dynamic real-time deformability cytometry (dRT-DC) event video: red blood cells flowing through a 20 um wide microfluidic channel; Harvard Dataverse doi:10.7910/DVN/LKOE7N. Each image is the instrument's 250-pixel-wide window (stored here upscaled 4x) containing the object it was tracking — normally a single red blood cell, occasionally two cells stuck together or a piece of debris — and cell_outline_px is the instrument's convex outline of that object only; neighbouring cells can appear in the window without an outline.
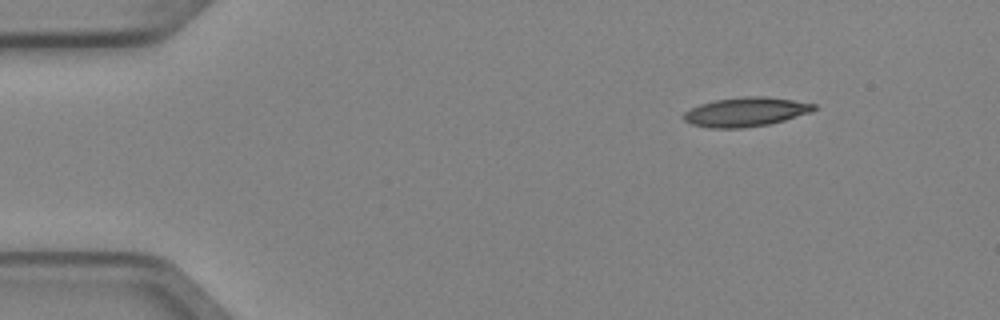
{"species": "Egyptian fruit bat (a non-hibernating species)", "species_latin": "Rousettus aegyptiacus", "temperature_condition": "cold", "stored_images_in_passage": 4, "camera_frame_rate_fps": 3000, "um_per_image_px": 0.085, "animal": {"sex": "female"}, "frame": {"image": 1, "passage_image": 1, "time_ms": 0.0, "image_size_px": [1000, 320], "cell_outline_px": [[816, 108], [812, 112], [784, 120], [768, 124], [744, 128], [712, 128], [692, 124], [684, 120], [684, 112], [700, 104], [716, 100], [744, 96], [768, 96], [816, 104]], "centroid_in_image_um": [63.41, 9.51], "position_along_channel_um": 21.6, "area_um2": 22.02}}
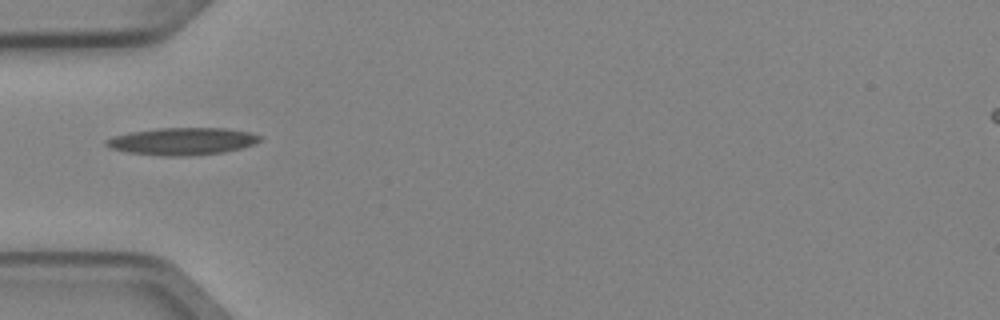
{"frame": {"image": 2, "passage_image": 3, "time_ms": 0.667, "image_size_px": [1000, 320], "cell_outline_px": [[260, 140], [256, 144], [244, 148], [224, 152], [188, 156], [164, 156], [128, 152], [112, 148], [104, 144], [104, 140], [112, 136], [132, 132], [160, 128], [228, 128], [248, 132], [260, 136]], "centroid_in_image_um": [15.52, 12.01], "position_along_channel_um": 69.5, "area_um2": 24.45}}
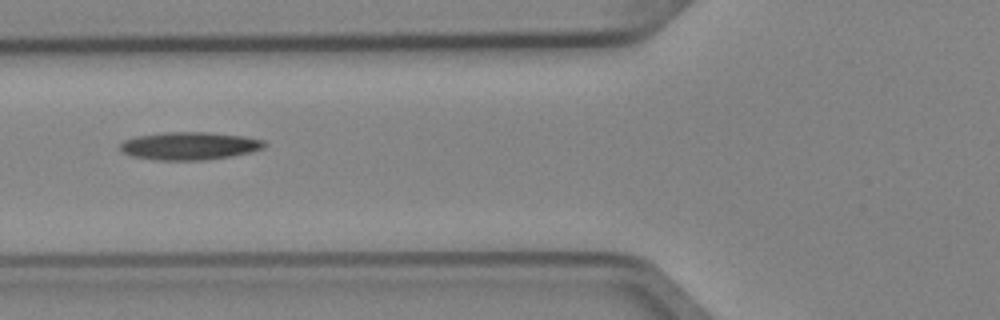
{"frame": {"image": 3, "passage_image": 4, "time_ms": 1.0, "image_size_px": [1000, 320], "cell_outline_px": [[268, 144], [264, 148], [252, 152], [232, 156], [204, 160], [152, 160], [132, 156], [124, 152], [120, 148], [120, 144], [124, 140], [136, 136], [164, 132], [208, 132], [244, 136], [264, 140]], "centroid_in_image_um": [16.13, 12.4], "position_along_channel_um": 109.7, "area_um2": 23.58}}